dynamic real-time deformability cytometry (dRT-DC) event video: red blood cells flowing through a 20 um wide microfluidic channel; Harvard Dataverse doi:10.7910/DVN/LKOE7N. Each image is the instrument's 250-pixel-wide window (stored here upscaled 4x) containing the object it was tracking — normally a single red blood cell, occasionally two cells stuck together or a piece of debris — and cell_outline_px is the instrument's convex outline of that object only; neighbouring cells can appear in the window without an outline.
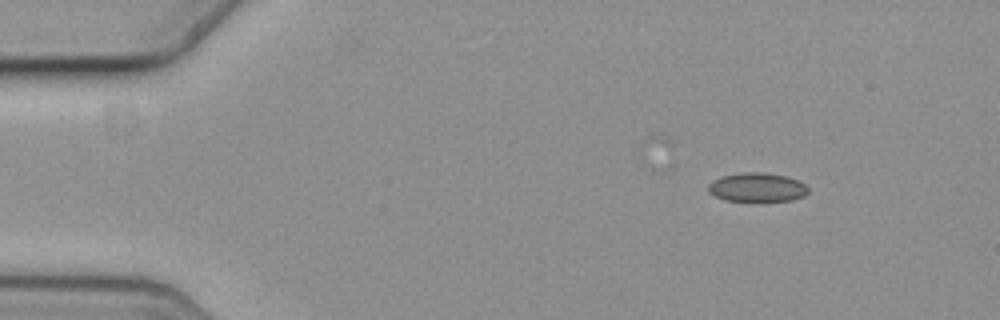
{"species": "common noctule bat (a hibernating species)", "species_latin": "Nyctalus noctula", "temperature_condition": "cold", "stored_images_in_passage": 6, "camera_frame_rate_fps": 3000, "um_per_image_px": 0.085, "animal": {"sex": "female", "body_mass_g": 19.3, "forearm_length_mm": 54.1}, "frame": {"image": 1, "passage_image": 1, "time_ms": 0.0, "image_size_px": [1000, 320], "cell_outline_px": [[808, 192], [804, 196], [792, 200], [724, 200], [708, 192], [708, 184], [712, 180], [724, 176], [744, 172], [764, 172], [788, 176], [804, 184], [808, 188]], "centroid_in_image_um": [64.35, 15.91], "position_along_channel_um": 20.6, "area_um2": 16.65}}
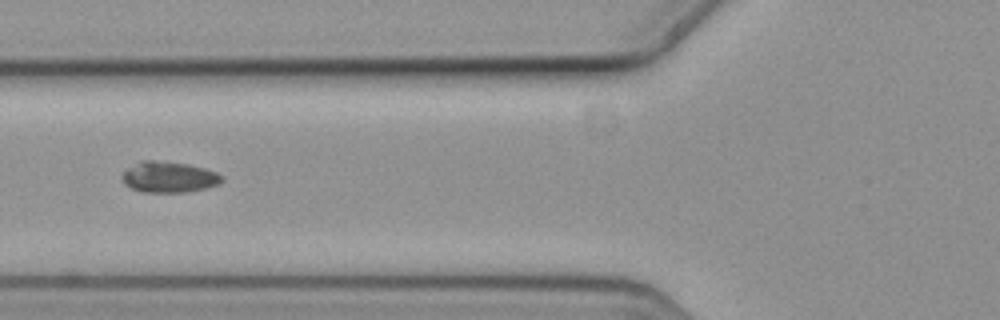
{"frame": {"image": 2, "passage_image": 4, "time_ms": 1.0, "image_size_px": [1000, 320], "cell_outline_px": [[224, 180], [220, 184], [204, 188], [184, 192], [140, 192], [124, 184], [120, 176], [128, 168], [140, 160], [152, 160], [188, 164], [204, 168], [216, 172], [224, 176]], "centroid_in_image_um": [14.35, 15.05], "position_along_channel_um": 111.4, "area_um2": 18.03}}
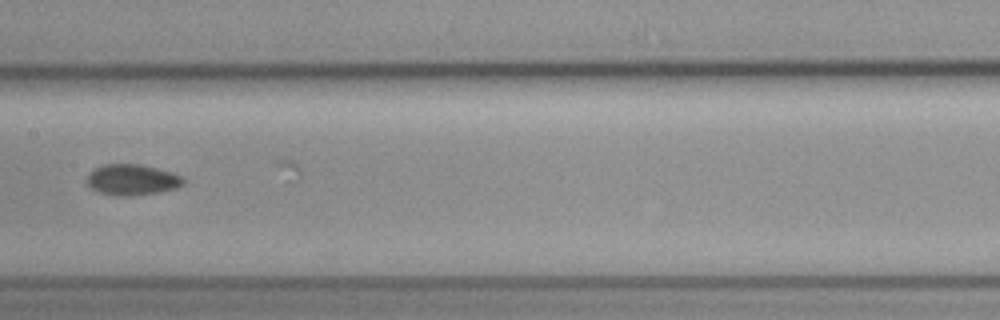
{"frame": {"image": 3, "passage_image": 6, "time_ms": 1.667, "image_size_px": [1000, 320], "cell_outline_px": [[184, 184], [176, 188], [160, 192], [128, 196], [120, 196], [96, 192], [88, 184], [88, 172], [92, 168], [104, 164], [140, 164], [156, 168], [180, 176], [184, 180]], "centroid_in_image_um": [11.18, 15.28], "position_along_channel_um": 196.2, "area_um2": 17.28}}